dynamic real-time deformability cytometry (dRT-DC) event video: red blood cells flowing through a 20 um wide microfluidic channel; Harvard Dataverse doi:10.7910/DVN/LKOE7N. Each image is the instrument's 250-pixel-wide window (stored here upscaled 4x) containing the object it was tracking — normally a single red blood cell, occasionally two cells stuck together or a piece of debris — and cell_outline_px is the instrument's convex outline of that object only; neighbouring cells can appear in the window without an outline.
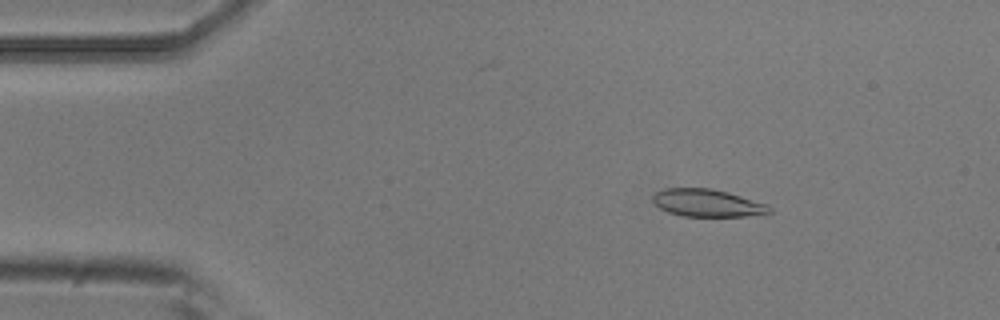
{"species": "common noctule bat (a hibernating species)", "species_latin": "Nyctalus noctula", "temperature_condition": "room temperature", "stored_images_in_passage": 5, "camera_frame_rate_fps": 3000, "um_per_image_px": 0.085, "animal": {"sex": "male", "body_mass_g": 20.5, "forearm_length_mm": 52.5}, "frame": {"image": 1, "passage_image": 3, "time_ms": 0.667, "image_size_px": [1000, 320], "cell_outline_px": [[772, 212], [744, 216], [684, 216], [668, 212], [660, 208], [652, 200], [652, 196], [656, 192], [664, 188], [708, 188], [728, 192], [768, 204], [772, 208]], "centroid_in_image_um": [60.12, 17.25], "position_along_channel_um": 24.9, "area_um2": 18.61}}